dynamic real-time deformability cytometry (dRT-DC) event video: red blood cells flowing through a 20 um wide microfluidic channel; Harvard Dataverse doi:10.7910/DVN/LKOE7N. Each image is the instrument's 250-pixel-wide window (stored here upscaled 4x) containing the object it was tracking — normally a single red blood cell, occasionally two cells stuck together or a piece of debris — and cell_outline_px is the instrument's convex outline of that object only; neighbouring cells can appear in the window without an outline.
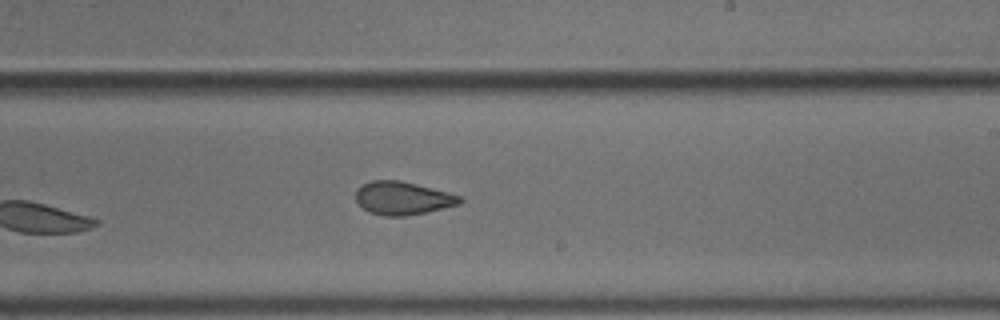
{"species": "common noctule bat (a hibernating species)", "species_latin": "Nyctalus noctula", "temperature_condition": "cold", "stored_images_in_passage": 9, "camera_frame_rate_fps": 3000, "um_per_image_px": 0.085, "animal": {"sex": "male", "body_mass_g": 18.8}, "frame": {"image": 1, "passage_image": 9, "time_ms": 2.667, "image_size_px": [1000, 320], "cell_outline_px": [[464, 200], [460, 204], [424, 212], [404, 216], [384, 216], [368, 212], [356, 200], [356, 188], [360, 184], [372, 180], [400, 180], [416, 184], [460, 196]], "centroid_in_image_um": [34.18, 16.83], "position_along_channel_um": 254.8, "area_um2": 19.94}}